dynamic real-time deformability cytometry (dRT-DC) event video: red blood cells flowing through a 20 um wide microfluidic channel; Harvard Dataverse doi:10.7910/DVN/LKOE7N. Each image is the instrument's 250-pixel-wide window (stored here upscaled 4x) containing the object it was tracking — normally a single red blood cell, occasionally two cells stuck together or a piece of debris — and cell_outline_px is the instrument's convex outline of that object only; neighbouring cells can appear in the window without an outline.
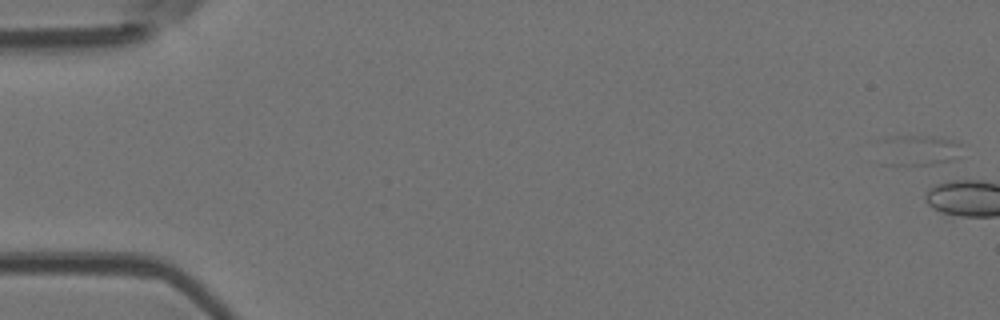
{"species": "Egyptian fruit bat (a non-hibernating species)", "species_latin": "Rousettus aegyptiacus", "temperature_condition": "room temperature", "stored_images_in_passage": 5, "camera_frame_rate_fps": 3000, "um_per_image_px": 0.085, "animal": {"sex": "female"}, "frame": {"image": 1, "passage_image": 1, "time_ms": 0.0, "image_size_px": [1000, 320], "cell_outline_px": [[960, 144], [956, 156], [952, 160], [932, 164], [880, 164], [876, 140], [892, 136], [932, 136], [956, 140]], "centroid_in_image_um": [77.89, 12.74], "position_along_channel_um": 7.1, "area_um2": 15.03}}